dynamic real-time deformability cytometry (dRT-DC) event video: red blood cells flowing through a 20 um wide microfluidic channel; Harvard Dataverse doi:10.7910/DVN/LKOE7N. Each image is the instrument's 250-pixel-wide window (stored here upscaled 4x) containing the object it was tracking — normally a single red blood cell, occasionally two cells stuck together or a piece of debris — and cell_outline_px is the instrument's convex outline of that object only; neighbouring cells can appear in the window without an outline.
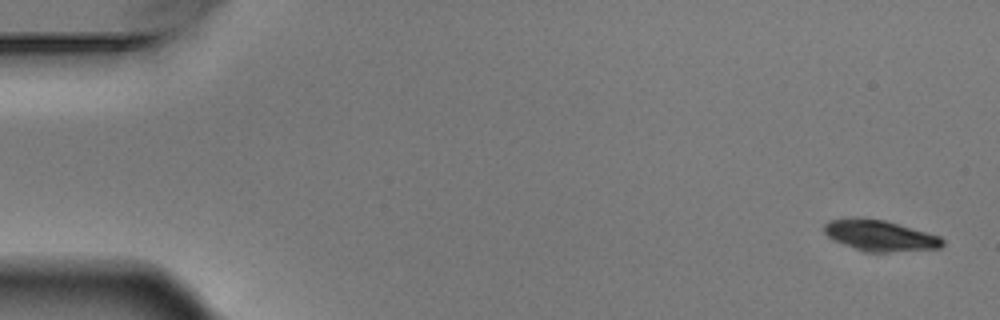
{"species": "Egyptian fruit bat (a non-hibernating species)", "species_latin": "Rousettus aegyptiacus", "temperature_condition": "warm", "stored_images_in_passage": 5, "camera_frame_rate_fps": 3000, "um_per_image_px": 0.085, "animal": {"sex": "male"}, "frame": {"image": 1, "passage_image": 1, "time_ms": 0.0, "image_size_px": [1000, 320], "cell_outline_px": [[944, 244], [940, 248], [888, 252], [872, 252], [856, 248], [832, 240], [824, 232], [824, 224], [828, 220], [852, 216], [860, 216], [884, 220], [900, 224], [940, 236], [944, 240]], "centroid_in_image_um": [74.77, 19.99], "position_along_channel_um": 10.2, "area_um2": 21.5}}
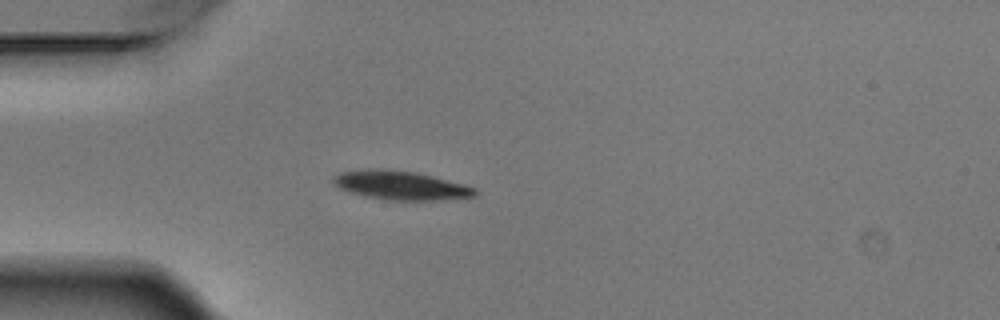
{"frame": {"image": 2, "passage_image": 4, "time_ms": 1.0, "image_size_px": [1000, 320], "cell_outline_px": [[476, 196], [432, 200], [388, 200], [364, 196], [340, 188], [332, 180], [336, 176], [344, 172], [372, 168], [416, 172], [464, 184], [476, 188]], "centroid_in_image_um": [34.09, 15.76], "position_along_channel_um": 50.9, "area_um2": 23.29}}